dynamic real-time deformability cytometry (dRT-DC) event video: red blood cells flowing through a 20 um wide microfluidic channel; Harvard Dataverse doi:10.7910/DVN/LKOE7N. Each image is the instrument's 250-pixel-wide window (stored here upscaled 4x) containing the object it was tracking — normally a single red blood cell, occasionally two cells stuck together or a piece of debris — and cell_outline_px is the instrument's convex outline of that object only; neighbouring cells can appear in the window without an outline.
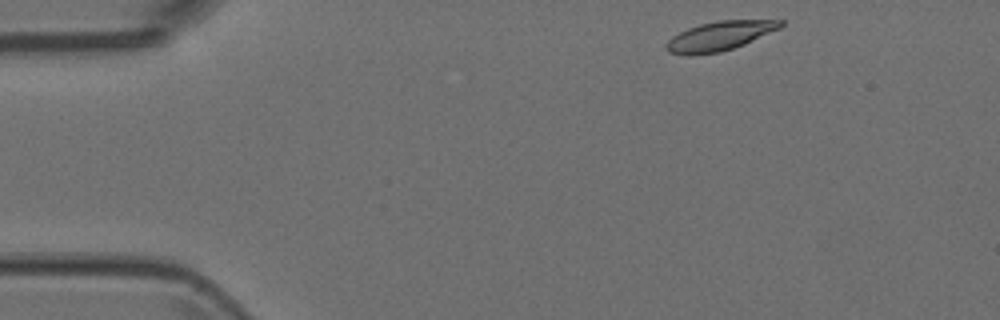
{"species": "Egyptian fruit bat (a non-hibernating species)", "species_latin": "Rousettus aegyptiacus", "temperature_condition": "room temperature", "stored_images_in_passage": 3, "camera_frame_rate_fps": 3000, "um_per_image_px": 0.085, "animal": {"sex": "female"}, "frame": {"image": 1, "passage_image": 1, "time_ms": 0.0, "image_size_px": [1000, 320], "cell_outline_px": [[784, 24], [780, 28], [744, 44], [720, 52], [688, 56], [668, 52], [664, 48], [664, 44], [672, 36], [688, 28], [700, 24], [720, 20], [784, 20]], "centroid_in_image_um": [61.13, 3.07], "position_along_channel_um": 23.9, "area_um2": 19.48}}